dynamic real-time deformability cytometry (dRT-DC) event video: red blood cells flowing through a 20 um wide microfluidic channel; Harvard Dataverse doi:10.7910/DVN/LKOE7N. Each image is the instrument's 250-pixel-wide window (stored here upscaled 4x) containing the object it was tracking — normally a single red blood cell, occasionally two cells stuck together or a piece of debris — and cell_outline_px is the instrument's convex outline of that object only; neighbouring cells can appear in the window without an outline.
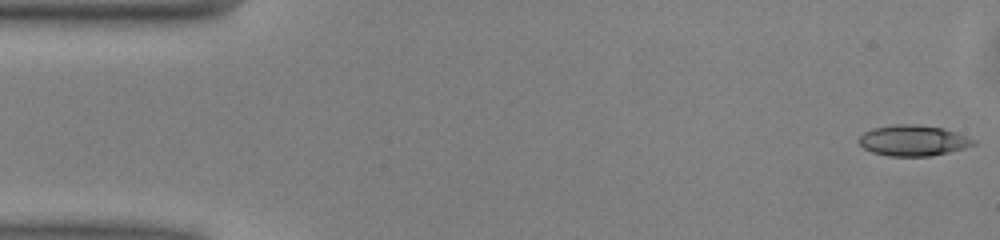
{"species": "common noctule bat (a hibernating species)", "species_latin": "Nyctalus noctula", "temperature_condition": "warm", "stored_images_in_passage": 50, "camera_frame_rate_fps": 3000, "um_per_image_px": 0.085, "animal": {"sex": "male", "body_mass_g": 13.0, "forearm_length_mm": 53.1}, "frame": {"image": 1, "passage_image": 1, "time_ms": 0.0, "image_size_px": [1000, 240], "cell_outline_px": [[976, 144], [964, 148], [932, 156], [888, 156], [872, 152], [864, 148], [856, 140], [864, 132], [872, 128], [892, 124], [920, 124], [944, 128], [956, 132], [976, 140]], "centroid_in_image_um": [77.6, 11.93], "position_along_channel_um": 7.4, "area_um2": 20.75}}
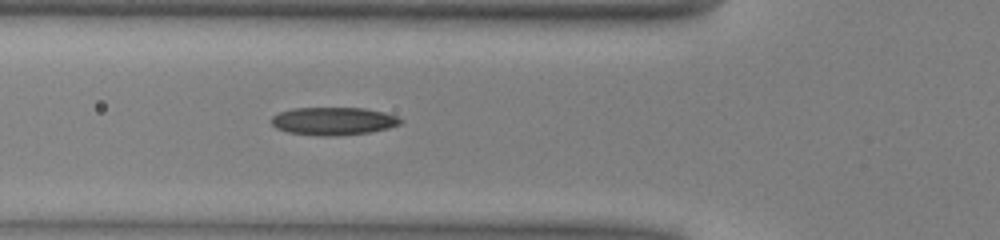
{"frame": {"image": 2, "passage_image": 17, "time_ms": 5.333, "image_size_px": [1000, 240], "cell_outline_px": [[404, 120], [400, 124], [388, 128], [368, 132], [336, 136], [316, 136], [288, 132], [276, 128], [272, 124], [272, 116], [280, 112], [292, 108], [364, 108], [384, 112], [396, 116]], "centroid_in_image_um": [28.33, 10.29], "position_along_channel_um": 97.5, "area_um2": 20.98}}
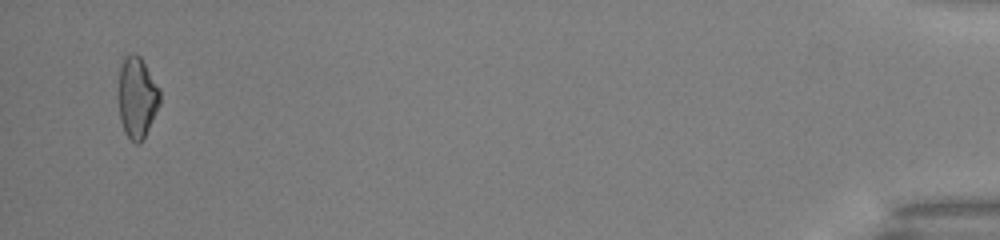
{"frame": {"image": 3, "passage_image": 48, "time_ms": 15.667, "image_size_px": [1000, 240], "cell_outline_px": [[160, 104], [140, 144], [136, 144], [124, 132], [120, 120], [120, 56], [132, 52], [140, 56], [160, 88]], "centroid_in_image_um": [11.65, 8.22], "position_along_channel_um": 423.5, "area_um2": 19.48}, "authors_computed_cell_mechanics": {"area_um2": 19.8543, "velocity_mm_per_s": 4.0803, "shape_relaxation_time_tau1_ms": null, "shape_relaxation_time_tau2_ms": 6.6231, "deformation_change_tau1": null, "deformation_change_tau2": 0.1775}}